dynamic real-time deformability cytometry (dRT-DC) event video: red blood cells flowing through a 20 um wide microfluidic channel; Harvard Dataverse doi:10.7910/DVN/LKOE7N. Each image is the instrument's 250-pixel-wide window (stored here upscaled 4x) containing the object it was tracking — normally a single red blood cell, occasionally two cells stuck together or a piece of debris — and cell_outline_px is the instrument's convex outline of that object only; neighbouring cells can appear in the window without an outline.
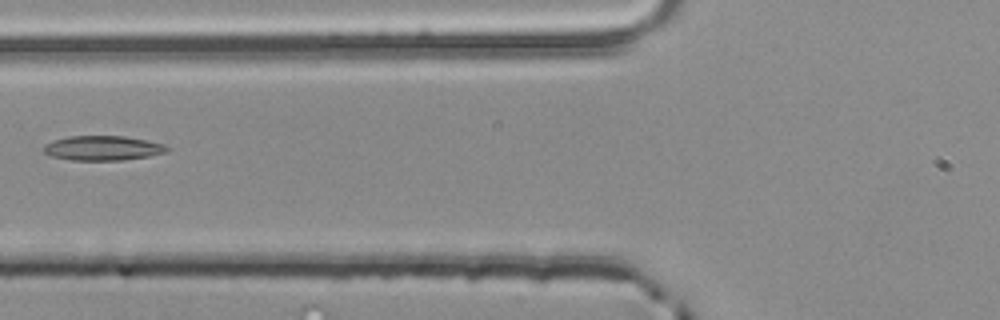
{"species": "common noctule bat (a hibernating species)", "species_latin": "Nyctalus noctula", "temperature_condition": "room temperature", "stored_images_in_passage": 5, "camera_frame_rate_fps": 3000, "um_per_image_px": 0.085, "animal": {"sex": "male", "body_mass_g": 20.4}, "frame": {"image": 1, "passage_image": 5, "time_ms": 1.333, "image_size_px": [1000, 320], "cell_outline_px": [[168, 152], [148, 156], [124, 160], [72, 160], [52, 156], [44, 152], [44, 144], [68, 136], [124, 136], [164, 144], [168, 148]], "centroid_in_image_um": [8.74, 12.59], "position_along_channel_um": 117.1, "area_um2": 17.51}}